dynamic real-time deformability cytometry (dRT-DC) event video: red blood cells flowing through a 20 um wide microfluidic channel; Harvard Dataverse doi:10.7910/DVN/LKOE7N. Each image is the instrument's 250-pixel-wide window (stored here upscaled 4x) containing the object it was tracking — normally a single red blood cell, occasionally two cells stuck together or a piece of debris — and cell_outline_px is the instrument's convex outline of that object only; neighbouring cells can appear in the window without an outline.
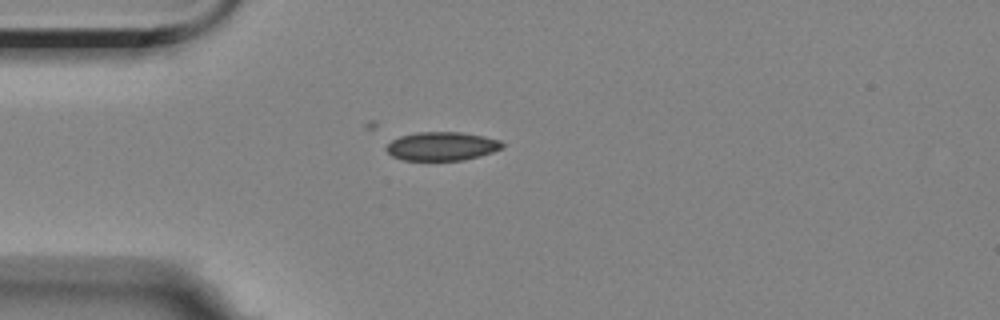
{"species": "Egyptian fruit bat (a non-hibernating species)", "species_latin": "Rousettus aegyptiacus", "temperature_condition": "room temperature", "stored_images_in_passage": 34, "camera_frame_rate_fps": 3000, "um_per_image_px": 0.085, "animal": {"sex": "female"}, "frame": {"image": 1, "passage_image": 1, "time_ms": 0.0, "image_size_px": [1000, 320], "cell_outline_px": [[504, 148], [480, 156], [460, 160], [404, 160], [392, 156], [384, 148], [392, 140], [400, 136], [416, 132], [460, 132], [484, 136], [500, 140], [504, 144]], "centroid_in_image_um": [37.56, 12.42], "position_along_channel_um": 47.4, "area_um2": 19.36}}
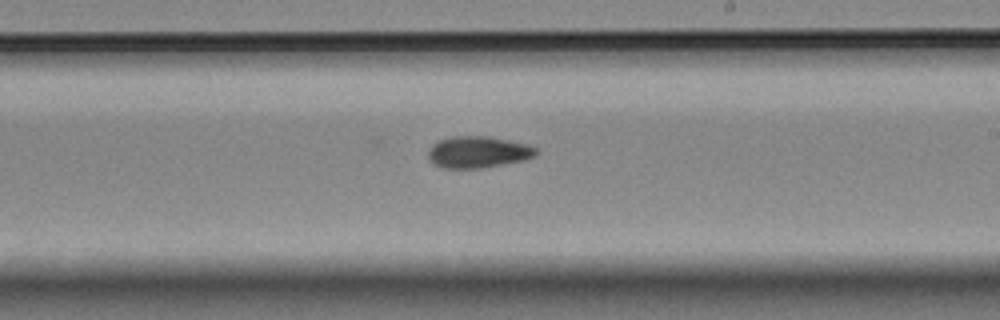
{"frame": {"image": 2, "passage_image": 19, "time_ms": 6.0, "image_size_px": [1000, 320], "cell_outline_px": [[540, 152], [536, 156], [524, 160], [480, 168], [444, 168], [432, 164], [428, 156], [428, 152], [432, 144], [436, 140], [452, 136], [488, 136], [528, 144], [536, 148]], "centroid_in_image_um": [40.63, 12.92], "position_along_channel_um": 248.4, "area_um2": 20.06}}
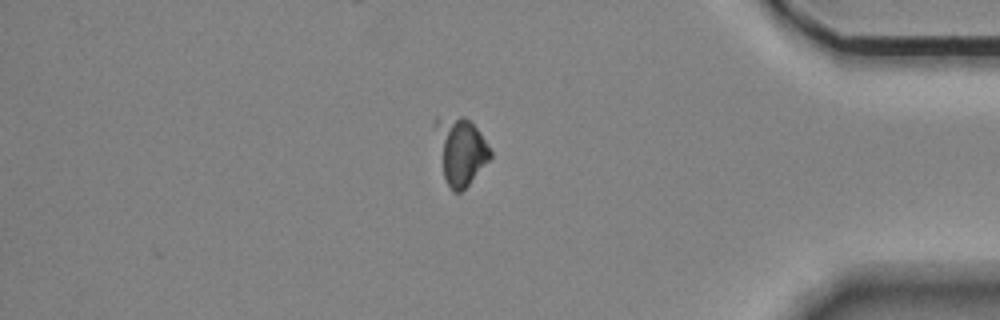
{"frame": {"image": 3, "passage_image": 34, "time_ms": 11.0, "image_size_px": [1000, 320], "cell_outline_px": [[492, 156], [468, 184], [460, 192], [452, 192], [444, 176], [432, 124], [436, 116], [464, 116], [480, 132], [492, 152]], "centroid_in_image_um": [39.09, 12.76], "position_along_channel_um": 396.1, "area_um2": 21.5}}